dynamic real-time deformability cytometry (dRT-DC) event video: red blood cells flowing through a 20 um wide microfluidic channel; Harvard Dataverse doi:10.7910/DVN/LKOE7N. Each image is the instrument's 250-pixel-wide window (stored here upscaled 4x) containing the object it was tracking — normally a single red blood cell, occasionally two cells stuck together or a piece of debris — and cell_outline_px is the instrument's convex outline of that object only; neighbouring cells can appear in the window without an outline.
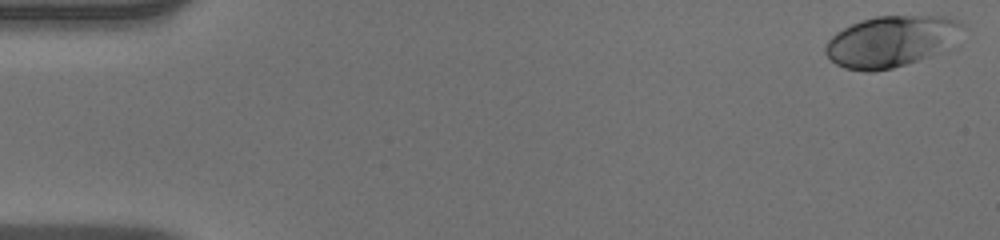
{"species": "human", "species_latin": "Homo sapiens", "temperature_condition": "warm", "stored_images_in_passage": 51, "camera_frame_rate_fps": 3000, "um_per_image_px": 0.085, "donor": {"sex": "male"}, "frame": {"image": 1, "passage_image": 1, "time_ms": 0.0, "image_size_px": [1000, 240], "cell_outline_px": [[964, 28], [948, 48], [928, 56], [892, 68], [872, 72], [864, 72], [844, 68], [836, 64], [824, 52], [824, 48], [828, 40], [836, 32], [852, 24], [876, 16], [944, 16], [956, 20], [964, 24]], "centroid_in_image_um": [75.73, 3.51], "position_along_channel_um": 9.3, "area_um2": 40.52}}
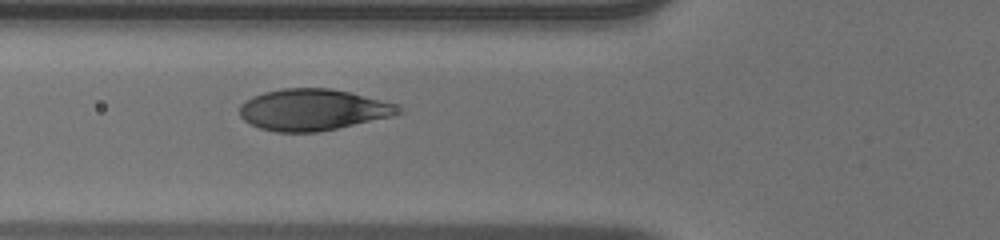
{"frame": {"image": 2, "passage_image": 19, "time_ms": 6.0, "image_size_px": [1000, 240], "cell_outline_px": [[404, 112], [392, 116], [320, 132], [276, 132], [260, 128], [244, 120], [240, 116], [240, 104], [244, 100], [252, 96], [264, 92], [284, 88], [332, 88], [352, 92], [396, 104]], "centroid_in_image_um": [26.59, 9.32], "position_along_channel_um": 99.2, "area_um2": 38.44}}
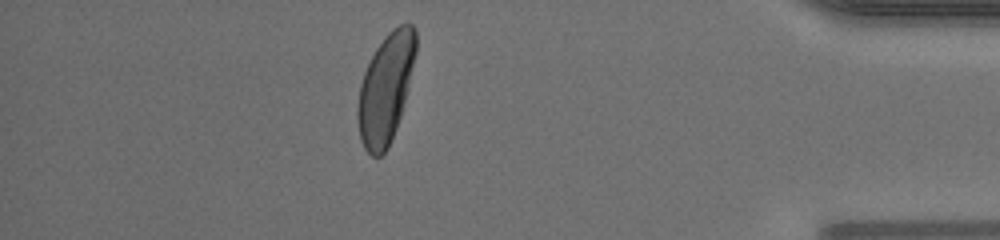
{"frame": {"image": 3, "passage_image": 45, "time_ms": 14.667, "image_size_px": [1000, 240], "cell_outline_px": [[416, 52], [408, 88], [400, 116], [396, 128], [388, 148], [380, 156], [372, 156], [364, 148], [360, 140], [356, 116], [356, 108], [360, 84], [364, 72], [376, 48], [384, 36], [392, 28], [400, 24], [412, 24], [416, 28]], "centroid_in_image_um": [32.77, 7.51], "position_along_channel_um": 402.4, "area_um2": 37.05}, "authors_computed_cell_mechanics": {"area_um2": 38.6682, "velocity_mm_per_s": 3.9645, "shape_relaxation_time_tau1_ms": 2.3904, "shape_relaxation_time_tau2_ms": null, "deformation_change_tau1": 0.1577, "deformation_change_tau2": null}}